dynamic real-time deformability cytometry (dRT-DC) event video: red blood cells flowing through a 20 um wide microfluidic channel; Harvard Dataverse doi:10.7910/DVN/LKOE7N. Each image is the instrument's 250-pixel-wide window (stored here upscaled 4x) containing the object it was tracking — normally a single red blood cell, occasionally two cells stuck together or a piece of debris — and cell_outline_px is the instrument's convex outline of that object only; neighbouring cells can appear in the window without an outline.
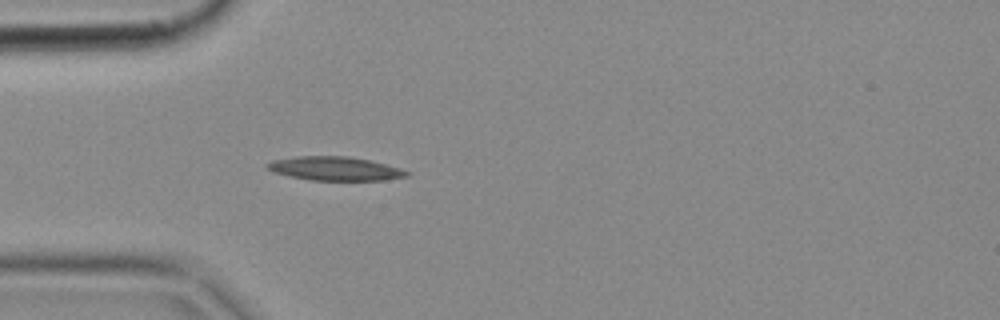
{"species": "common noctule bat (a hibernating species)", "species_latin": "Nyctalus noctula", "temperature_condition": "cold", "stored_images_in_passage": 4, "camera_frame_rate_fps": 3000, "um_per_image_px": 0.085, "animal": {"sex": "female", "body_mass_g": 18.4}, "frame": {"image": 1, "passage_image": 4, "time_ms": 1.0, "image_size_px": [1000, 320], "cell_outline_px": [[408, 176], [384, 180], [312, 180], [288, 176], [272, 172], [264, 164], [272, 160], [296, 156], [348, 156], [368, 160], [400, 168], [408, 172]], "centroid_in_image_um": [28.41, 14.33], "position_along_channel_um": 56.6, "area_um2": 19.25}}